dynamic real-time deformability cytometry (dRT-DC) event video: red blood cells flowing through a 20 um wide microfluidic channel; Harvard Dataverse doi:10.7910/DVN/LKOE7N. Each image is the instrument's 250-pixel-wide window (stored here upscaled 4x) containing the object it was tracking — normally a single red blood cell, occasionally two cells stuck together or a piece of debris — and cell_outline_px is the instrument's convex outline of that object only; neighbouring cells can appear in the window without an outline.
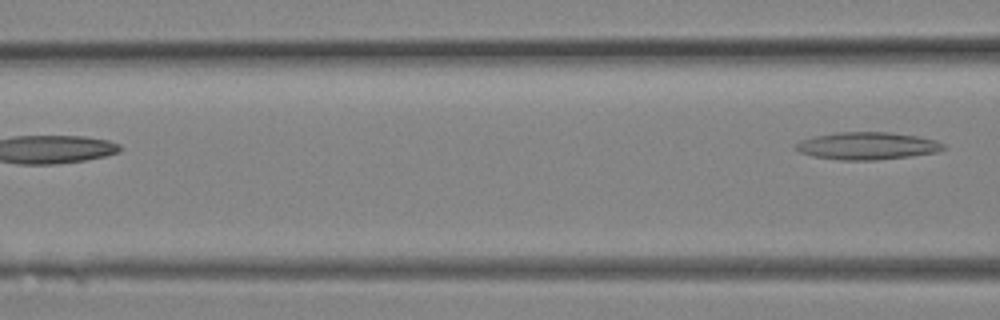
{"species": "Egyptian fruit bat (a non-hibernating species)", "species_latin": "Rousettus aegyptiacus", "temperature_condition": "room temperature", "stored_images_in_passage": 7, "segment_of_instrument_passage": [2, 2], "camera_frame_rate_fps": 3000, "um_per_image_px": 0.085, "animal": {"sex": "female"}, "frame": {"image": 1, "passage_image": 7, "time_ms": 2.0, "image_size_px": [1000, 320], "cell_outline_px": [[948, 148], [940, 152], [912, 156], [876, 160], [840, 160], [812, 156], [800, 152], [792, 148], [792, 144], [800, 140], [816, 136], [836, 132], [888, 132], [916, 136], [936, 140], [944, 144]], "centroid_in_image_um": [73.71, 12.4], "position_along_channel_um": 92.9, "area_um2": 23.93}}